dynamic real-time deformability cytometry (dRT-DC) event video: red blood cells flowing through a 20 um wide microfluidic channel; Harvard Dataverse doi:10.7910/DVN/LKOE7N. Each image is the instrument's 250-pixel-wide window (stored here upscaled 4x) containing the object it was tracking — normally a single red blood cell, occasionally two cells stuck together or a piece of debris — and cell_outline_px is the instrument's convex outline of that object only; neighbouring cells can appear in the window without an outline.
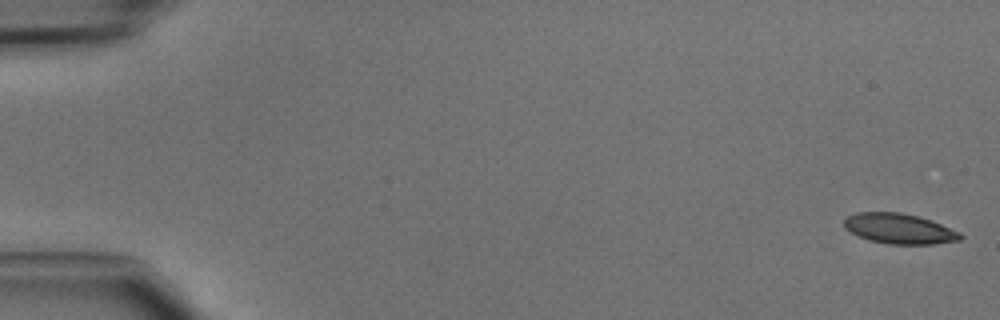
{"species": "common noctule bat (a hibernating species)", "species_latin": "Nyctalus noctula", "temperature_condition": "cold", "stored_images_in_passage": 47, "camera_frame_rate_fps": 3000, "um_per_image_px": 0.085, "animal": {"sex": "male", "body_mass_g": 15.6}, "frame": {"image": 1, "passage_image": 1, "time_ms": 0.0, "image_size_px": [1000, 320], "cell_outline_px": [[964, 236], [960, 240], [932, 244], [888, 244], [868, 240], [844, 228], [844, 220], [848, 216], [856, 212], [900, 212], [916, 216], [940, 224], [960, 232]], "centroid_in_image_um": [76.42, 19.44], "position_along_channel_um": 8.6, "area_um2": 20.29}}
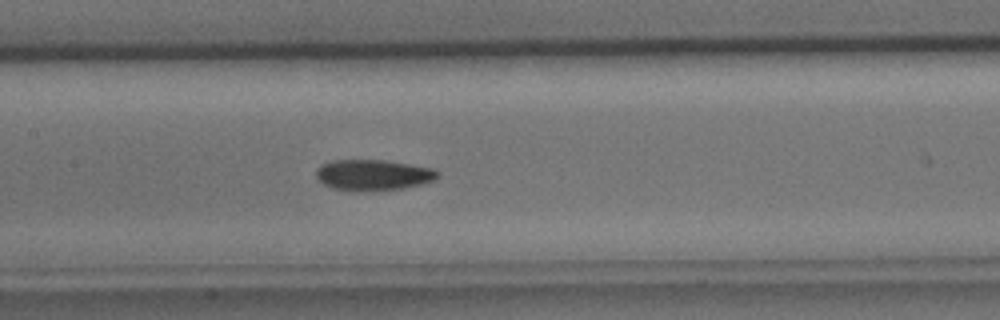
{"frame": {"image": 2, "passage_image": 23, "time_ms": 7.333, "image_size_px": [1000, 320], "cell_outline_px": [[440, 176], [436, 180], [404, 188], [360, 192], [352, 192], [332, 188], [324, 184], [316, 176], [316, 168], [320, 164], [332, 160], [384, 160], [436, 168], [440, 172]], "centroid_in_image_um": [31.74, 14.88], "position_along_channel_um": 175.7, "area_um2": 22.31}}
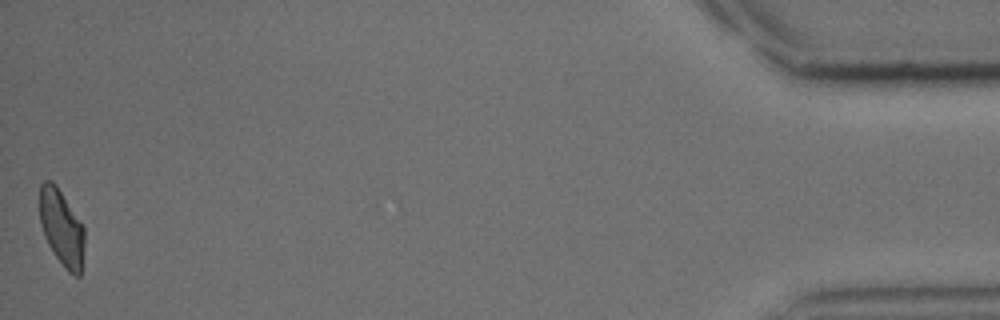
{"frame": {"image": 3, "passage_image": 47, "time_ms": 15.333, "image_size_px": [1000, 320], "cell_outline_px": [[84, 248], [80, 276], [76, 276], [68, 272], [64, 268], [48, 244], [44, 236], [40, 224], [40, 184], [44, 180], [52, 180], [56, 184], [84, 228]], "centroid_in_image_um": [5.23, 19.36], "position_along_channel_um": 430.0, "area_um2": 19.77}}